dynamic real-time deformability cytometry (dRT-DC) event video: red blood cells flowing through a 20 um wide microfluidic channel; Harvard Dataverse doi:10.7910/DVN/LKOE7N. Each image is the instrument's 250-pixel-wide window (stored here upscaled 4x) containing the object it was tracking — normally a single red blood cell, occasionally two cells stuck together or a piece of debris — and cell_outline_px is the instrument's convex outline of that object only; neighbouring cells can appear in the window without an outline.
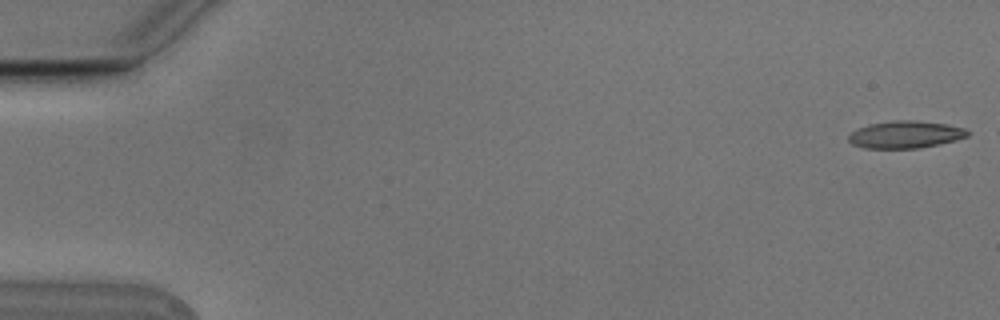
{"species": "Egyptian fruit bat (a non-hibernating species)", "species_latin": "Rousettus aegyptiacus", "temperature_condition": "cold", "stored_images_in_passage": 6, "camera_frame_rate_fps": 3000, "um_per_image_px": 0.085, "animal": {"sex": "male"}, "frame": {"image": 1, "passage_image": 1, "time_ms": 0.0, "image_size_px": [1000, 320], "cell_outline_px": [[968, 136], [956, 140], [940, 144], [920, 148], [864, 148], [852, 144], [848, 140], [848, 136], [856, 128], [868, 124], [896, 120], [916, 120], [948, 124], [964, 128], [968, 132]], "centroid_in_image_um": [76.95, 11.43], "position_along_channel_um": 8.1, "area_um2": 19.02}}